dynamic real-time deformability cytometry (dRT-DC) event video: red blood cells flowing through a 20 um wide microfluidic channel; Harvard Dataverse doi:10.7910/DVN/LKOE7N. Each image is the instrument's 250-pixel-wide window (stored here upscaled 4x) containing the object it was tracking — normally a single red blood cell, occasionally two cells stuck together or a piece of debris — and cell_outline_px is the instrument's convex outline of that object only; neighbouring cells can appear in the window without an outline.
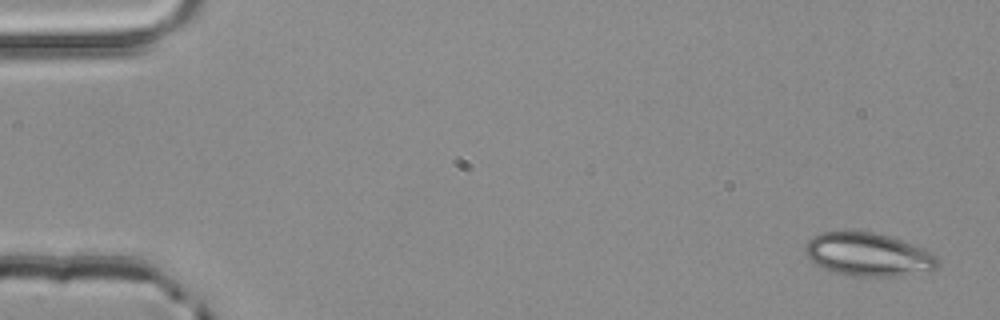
{"species": "common noctule bat (a hibernating species)", "species_latin": "Nyctalus noctula", "temperature_condition": "room temperature", "stored_images_in_passage": 4, "camera_frame_rate_fps": 3000, "um_per_image_px": 0.085, "animal": {"sex": "male", "body_mass_g": 20.4}, "frame": {"image": 1, "passage_image": 1, "time_ms": 0.0, "image_size_px": [1000, 320], "cell_outline_px": [[940, 264], [936, 268], [900, 276], [856, 276], [836, 272], [824, 268], [816, 264], [804, 252], [804, 244], [812, 236], [820, 232], [872, 232], [888, 236], [924, 248], [936, 256], [940, 260]], "centroid_in_image_um": [73.79, 21.63], "position_along_channel_um": 11.2, "area_um2": 33.06}}